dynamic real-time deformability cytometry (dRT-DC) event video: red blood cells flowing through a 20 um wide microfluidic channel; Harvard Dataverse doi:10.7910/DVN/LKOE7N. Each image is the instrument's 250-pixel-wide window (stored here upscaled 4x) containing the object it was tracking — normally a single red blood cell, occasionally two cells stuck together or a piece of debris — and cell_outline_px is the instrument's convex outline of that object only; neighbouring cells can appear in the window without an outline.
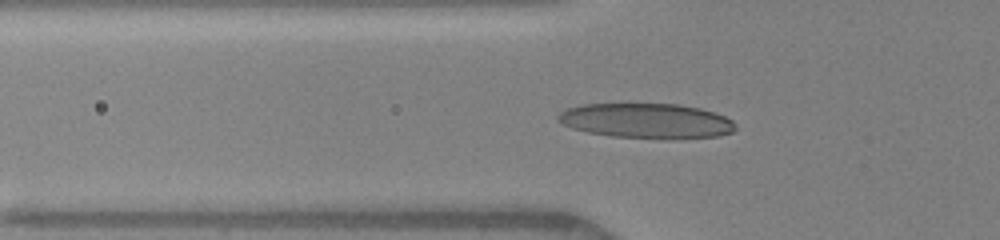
{"species": "human", "species_latin": "Homo sapiens", "temperature_condition": "warm", "stored_images_in_passage": 35, "camera_frame_rate_fps": 3000, "um_per_image_px": 0.085, "donor": {"sex": "female"}, "frame": {"image": 1, "passage_image": 3, "time_ms": 0.667, "image_size_px": [1000, 240], "cell_outline_px": [[736, 128], [732, 132], [720, 136], [612, 136], [588, 132], [572, 128], [560, 124], [556, 120], [556, 116], [560, 112], [568, 108], [580, 104], [680, 104], [700, 108], [724, 116], [732, 120]], "centroid_in_image_um": [54.86, 10.22], "position_along_channel_um": 70.9, "area_um2": 35.08}}
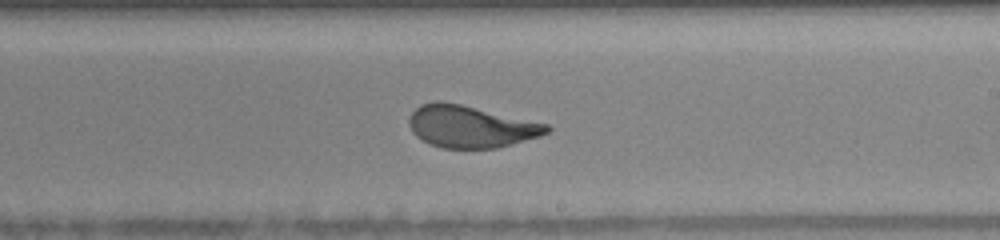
{"frame": {"image": 2, "passage_image": 16, "time_ms": 5.0, "image_size_px": [1000, 240], "cell_outline_px": [[552, 128], [548, 132], [540, 136], [512, 144], [496, 148], [440, 148], [428, 144], [416, 136], [412, 132], [408, 124], [408, 116], [420, 104], [436, 100], [440, 100], [460, 104], [548, 124]], "centroid_in_image_um": [39.95, 10.76], "position_along_channel_um": 249.0, "area_um2": 33.87}}
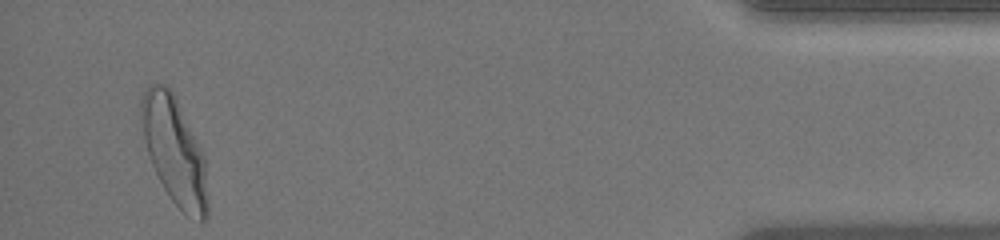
{"frame": {"image": 3, "passage_image": 33, "time_ms": 10.667, "image_size_px": [1000, 240], "cell_outline_px": [[208, 216], [204, 220], [200, 220], [184, 212], [172, 200], [164, 188], [152, 164], [144, 140], [140, 112], [140, 100], [148, 84], [164, 84], [172, 92], [204, 152], [208, 200]], "centroid_in_image_um": [14.83, 12.8], "position_along_channel_um": 420.4, "area_um2": 40.98}, "authors_computed_cell_mechanics": {"area_um2": 34.5066, "velocity_mm_per_s": 4.1218, "shape_relaxation_time_tau1_ms": 3.5776, "shape_relaxation_time_tau2_ms": null, "deformation_change_tau1": 0.1987, "deformation_change_tau2": null}}